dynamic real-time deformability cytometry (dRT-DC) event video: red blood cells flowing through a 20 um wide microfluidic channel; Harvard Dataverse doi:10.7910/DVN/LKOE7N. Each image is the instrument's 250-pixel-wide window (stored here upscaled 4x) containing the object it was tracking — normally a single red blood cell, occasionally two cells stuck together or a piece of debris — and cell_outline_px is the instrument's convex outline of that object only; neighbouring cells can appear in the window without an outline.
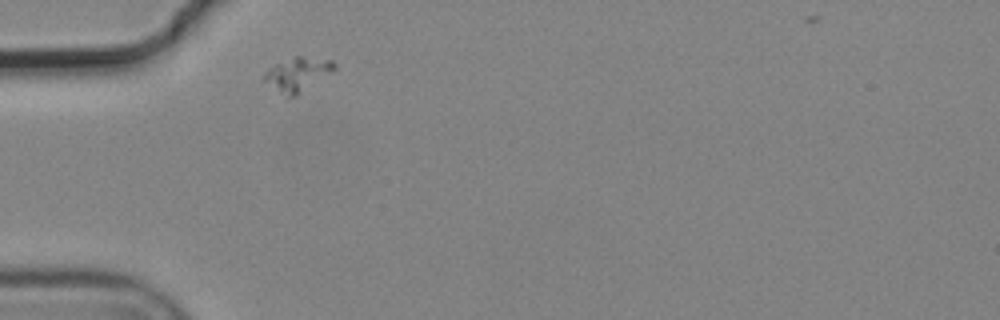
{"species": "common noctule bat (a hibernating species)", "species_latin": "Nyctalus noctula", "temperature_condition": "cold", "stored_images_in_passage": 7, "camera_frame_rate_fps": 3000, "um_per_image_px": 0.085, "animal": {"sex": "male", "body_mass_g": 19.2, "forearm_length_mm": 51.8}, "frame": {"image": 1, "passage_image": 1, "time_ms": 0.0, "image_size_px": [1000, 320], "cell_outline_px": [[336, 68], [296, 96], [288, 100], [264, 80], [264, 72], [268, 68], [276, 64], [296, 56], [300, 56], [332, 60], [336, 64]], "centroid_in_image_um": [25.27, 6.34], "position_along_channel_um": 59.7, "area_um2": 13.64}}
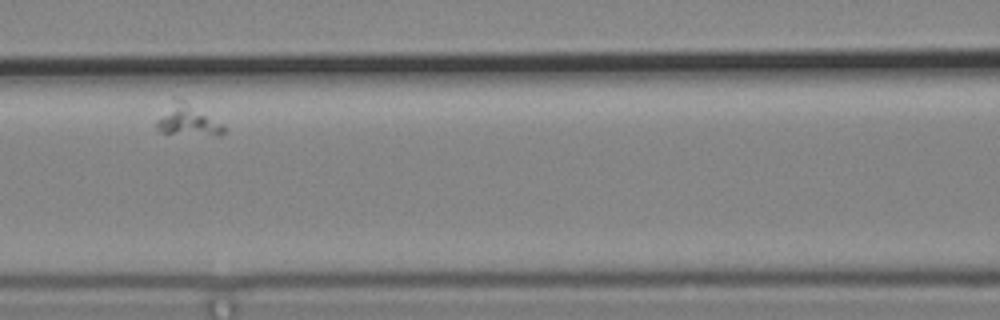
{"frame": {"image": 2, "passage_image": 3, "time_ms": 0.667, "image_size_px": [1000, 320], "cell_outline_px": [[224, 132], [220, 136], [216, 136], [160, 132], [156, 128], [156, 120], [172, 96], [176, 96], [184, 100], [224, 124]], "centroid_in_image_um": [15.92, 10.19], "position_along_channel_um": 150.7, "area_um2": 12.48}}
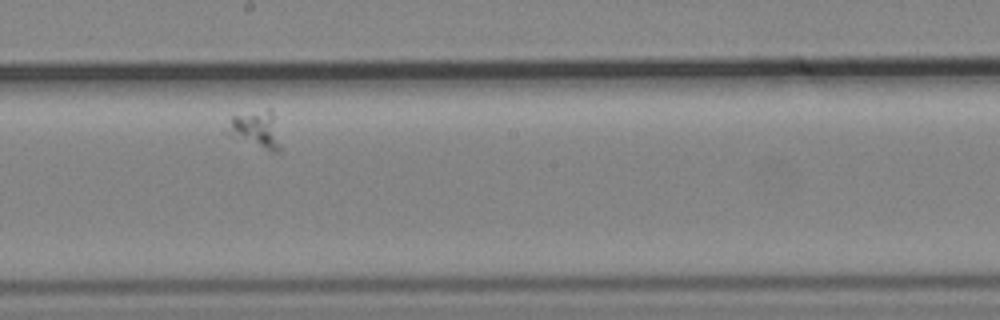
{"frame": {"image": 3, "passage_image": 5, "time_ms": 1.333, "image_size_px": [1000, 320], "cell_outline_px": [[280, 152], [272, 152], [232, 136], [224, 132], [232, 116], [268, 108], [272, 108], [280, 148]], "centroid_in_image_um": [21.74, 10.98], "position_along_channel_um": 226.5, "area_um2": 11.33}}